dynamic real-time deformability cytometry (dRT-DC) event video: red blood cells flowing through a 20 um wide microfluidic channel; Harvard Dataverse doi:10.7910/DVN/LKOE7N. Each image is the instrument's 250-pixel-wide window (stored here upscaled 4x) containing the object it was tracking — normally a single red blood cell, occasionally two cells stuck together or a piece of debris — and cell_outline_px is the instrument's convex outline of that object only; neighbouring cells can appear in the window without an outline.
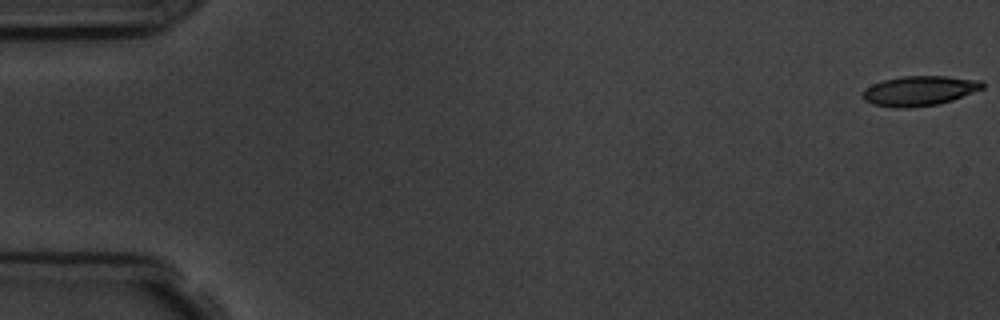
{"species": "common noctule bat (a hibernating species)", "species_latin": "Nyctalus noctula", "temperature_condition": "room temperature", "stored_images_in_passage": 4, "camera_frame_rate_fps": 3000, "um_per_image_px": 0.085, "animal": {"sex": "male", "body_mass_g": 19.5, "forearm_length_mm": 54.6}, "frame": {"image": 1, "passage_image": 1, "time_ms": 0.0, "image_size_px": [1000, 320], "cell_outline_px": [[984, 88], [952, 100], [940, 104], [908, 108], [900, 108], [872, 104], [864, 100], [860, 96], [864, 88], [872, 84], [884, 80], [900, 76], [944, 76], [984, 80]], "centroid_in_image_um": [78.14, 7.71], "position_along_channel_um": 6.9, "area_um2": 21.04}}